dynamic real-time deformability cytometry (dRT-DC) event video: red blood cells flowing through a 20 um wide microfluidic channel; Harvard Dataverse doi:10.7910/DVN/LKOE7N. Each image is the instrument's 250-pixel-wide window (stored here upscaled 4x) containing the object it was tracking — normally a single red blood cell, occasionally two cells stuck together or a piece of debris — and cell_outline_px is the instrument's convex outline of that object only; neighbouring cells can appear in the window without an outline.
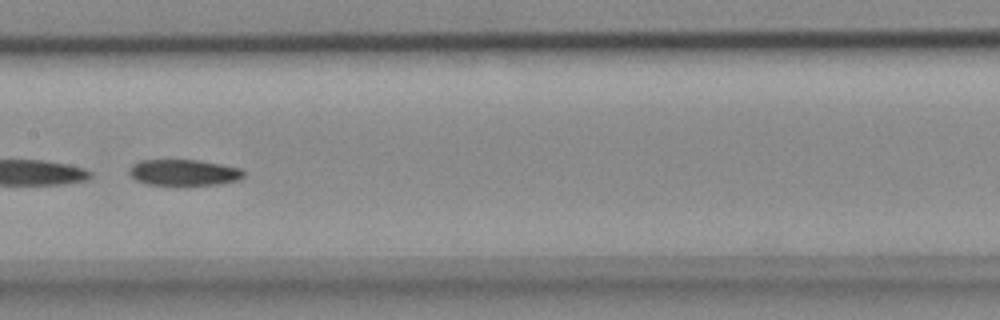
{"species": "common noctule bat (a hibernating species)", "species_latin": "Nyctalus noctula", "temperature_condition": "cold", "stored_images_in_passage": 41, "camera_frame_rate_fps": 3000, "um_per_image_px": 0.085, "animal": {"sex": "female", "body_mass_g": 18.4}, "frame": {"image": 1, "passage_image": 18, "time_ms": 5.667, "image_size_px": [1000, 320], "cell_outline_px": [[244, 176], [236, 180], [220, 184], [188, 188], [148, 184], [136, 180], [128, 172], [128, 168], [132, 164], [140, 160], [196, 160], [220, 164], [240, 168], [244, 172]], "centroid_in_image_um": [15.6, 14.71], "position_along_channel_um": 191.8, "area_um2": 18.15}}